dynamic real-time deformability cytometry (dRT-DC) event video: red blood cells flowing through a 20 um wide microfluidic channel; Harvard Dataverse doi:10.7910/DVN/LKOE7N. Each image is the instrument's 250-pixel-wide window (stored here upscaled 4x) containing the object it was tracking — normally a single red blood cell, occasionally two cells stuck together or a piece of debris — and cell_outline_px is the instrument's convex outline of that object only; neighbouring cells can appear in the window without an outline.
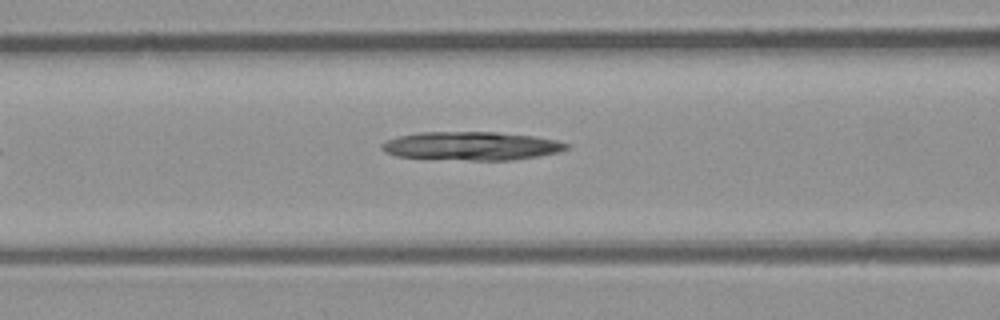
{"species": "common noctule bat (a hibernating species)", "species_latin": "Nyctalus noctula", "temperature_condition": "room temperature", "stored_images_in_passage": 5, "camera_frame_rate_fps": 3000, "um_per_image_px": 0.085, "animal": {"sex": "male", "body_mass_g": 23.1, "forearm_length_mm": 52.7}, "frame": {"image": 1, "passage_image": 5, "time_ms": 5.667, "image_size_px": [1000, 320], "cell_outline_px": [[572, 144], [568, 148], [560, 152], [512, 160], [472, 160], [396, 156], [384, 152], [380, 148], [380, 144], [388, 140], [400, 136], [420, 132], [496, 132], [532, 136], [556, 140]], "centroid_in_image_um": [40.09, 12.4], "position_along_channel_um": 126.5, "area_um2": 30.46}}